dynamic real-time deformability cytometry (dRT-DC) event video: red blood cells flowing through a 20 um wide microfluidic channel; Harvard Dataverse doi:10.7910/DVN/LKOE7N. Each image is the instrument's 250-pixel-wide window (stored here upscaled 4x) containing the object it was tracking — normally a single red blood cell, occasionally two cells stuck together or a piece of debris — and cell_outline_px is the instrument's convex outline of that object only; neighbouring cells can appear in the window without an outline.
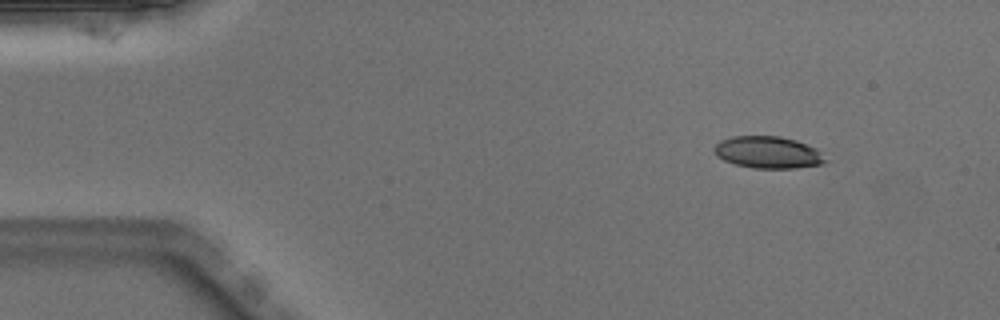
{"species": "Egyptian fruit bat (a non-hibernating species)", "species_latin": "Rousettus aegyptiacus", "temperature_condition": "warm", "stored_images_in_passage": 5, "segment_of_instrument_passage": [2, 2], "camera_frame_rate_fps": 3000, "um_per_image_px": 0.085, "animal": {"sex": "male"}, "frame": {"image": 1, "passage_image": 5, "time_ms": 1.333, "image_size_px": [1000, 320], "cell_outline_px": [[828, 160], [824, 164], [796, 168], [756, 168], [736, 164], [724, 160], [716, 156], [712, 148], [720, 140], [732, 136], [780, 136], [796, 140], [816, 148]], "centroid_in_image_um": [65.28, 12.95], "position_along_channel_um": 19.7, "area_um2": 20.81}}